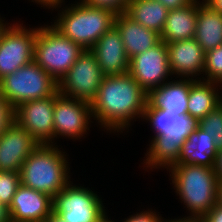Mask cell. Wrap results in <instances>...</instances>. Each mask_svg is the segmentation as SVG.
Returning <instances> with one entry per match:
<instances>
[{"label":"cell","instance_id":"1","mask_svg":"<svg viewBox=\"0 0 222 222\" xmlns=\"http://www.w3.org/2000/svg\"><path fill=\"white\" fill-rule=\"evenodd\" d=\"M148 98L149 94L129 73L104 76L90 103L93 120L104 131L121 134L131 126V120L143 119Z\"/></svg>","mask_w":222,"mask_h":222},{"label":"cell","instance_id":"2","mask_svg":"<svg viewBox=\"0 0 222 222\" xmlns=\"http://www.w3.org/2000/svg\"><path fill=\"white\" fill-rule=\"evenodd\" d=\"M57 146L40 144L28 156L19 172L20 184L54 198L70 182L68 155Z\"/></svg>","mask_w":222,"mask_h":222},{"label":"cell","instance_id":"3","mask_svg":"<svg viewBox=\"0 0 222 222\" xmlns=\"http://www.w3.org/2000/svg\"><path fill=\"white\" fill-rule=\"evenodd\" d=\"M175 192L189 211V217H204L216 204L218 179L215 168L175 164L169 169Z\"/></svg>","mask_w":222,"mask_h":222},{"label":"cell","instance_id":"4","mask_svg":"<svg viewBox=\"0 0 222 222\" xmlns=\"http://www.w3.org/2000/svg\"><path fill=\"white\" fill-rule=\"evenodd\" d=\"M62 7L51 26L61 35L90 50L100 37L114 26L116 15L111 11L87 6L81 0ZM64 8V9H63Z\"/></svg>","mask_w":222,"mask_h":222},{"label":"cell","instance_id":"5","mask_svg":"<svg viewBox=\"0 0 222 222\" xmlns=\"http://www.w3.org/2000/svg\"><path fill=\"white\" fill-rule=\"evenodd\" d=\"M84 49L51 25L38 27L34 61L57 82L68 72Z\"/></svg>","mask_w":222,"mask_h":222},{"label":"cell","instance_id":"6","mask_svg":"<svg viewBox=\"0 0 222 222\" xmlns=\"http://www.w3.org/2000/svg\"><path fill=\"white\" fill-rule=\"evenodd\" d=\"M58 82L35 61L0 80V93L16 108L20 104L53 96Z\"/></svg>","mask_w":222,"mask_h":222},{"label":"cell","instance_id":"7","mask_svg":"<svg viewBox=\"0 0 222 222\" xmlns=\"http://www.w3.org/2000/svg\"><path fill=\"white\" fill-rule=\"evenodd\" d=\"M69 182L54 198L53 211L66 222H98L106 209L100 197L91 189Z\"/></svg>","mask_w":222,"mask_h":222},{"label":"cell","instance_id":"8","mask_svg":"<svg viewBox=\"0 0 222 222\" xmlns=\"http://www.w3.org/2000/svg\"><path fill=\"white\" fill-rule=\"evenodd\" d=\"M104 76L95 55L90 50H84L58 82V92L91 103Z\"/></svg>","mask_w":222,"mask_h":222},{"label":"cell","instance_id":"9","mask_svg":"<svg viewBox=\"0 0 222 222\" xmlns=\"http://www.w3.org/2000/svg\"><path fill=\"white\" fill-rule=\"evenodd\" d=\"M38 27L10 24L0 38V80L34 61Z\"/></svg>","mask_w":222,"mask_h":222},{"label":"cell","instance_id":"10","mask_svg":"<svg viewBox=\"0 0 222 222\" xmlns=\"http://www.w3.org/2000/svg\"><path fill=\"white\" fill-rule=\"evenodd\" d=\"M91 118L93 116L89 102L56 92L53 112L54 141L60 136L73 140H80L83 135L85 138L87 130H90Z\"/></svg>","mask_w":222,"mask_h":222},{"label":"cell","instance_id":"11","mask_svg":"<svg viewBox=\"0 0 222 222\" xmlns=\"http://www.w3.org/2000/svg\"><path fill=\"white\" fill-rule=\"evenodd\" d=\"M128 73L148 94L167 82L172 75L166 43L160 41L154 47L130 58Z\"/></svg>","mask_w":222,"mask_h":222},{"label":"cell","instance_id":"12","mask_svg":"<svg viewBox=\"0 0 222 222\" xmlns=\"http://www.w3.org/2000/svg\"><path fill=\"white\" fill-rule=\"evenodd\" d=\"M55 99L56 93L48 98L24 102L15 108V122L40 144L56 145L53 121Z\"/></svg>","mask_w":222,"mask_h":222},{"label":"cell","instance_id":"13","mask_svg":"<svg viewBox=\"0 0 222 222\" xmlns=\"http://www.w3.org/2000/svg\"><path fill=\"white\" fill-rule=\"evenodd\" d=\"M40 145L15 121L0 136V171L19 173L23 162Z\"/></svg>","mask_w":222,"mask_h":222},{"label":"cell","instance_id":"14","mask_svg":"<svg viewBox=\"0 0 222 222\" xmlns=\"http://www.w3.org/2000/svg\"><path fill=\"white\" fill-rule=\"evenodd\" d=\"M52 205L48 194L20 184L9 205L11 222H45Z\"/></svg>","mask_w":222,"mask_h":222},{"label":"cell","instance_id":"15","mask_svg":"<svg viewBox=\"0 0 222 222\" xmlns=\"http://www.w3.org/2000/svg\"><path fill=\"white\" fill-rule=\"evenodd\" d=\"M171 75L177 78L201 80L196 77L203 74L205 52L194 39H186L166 44ZM202 72V73H201Z\"/></svg>","mask_w":222,"mask_h":222},{"label":"cell","instance_id":"16","mask_svg":"<svg viewBox=\"0 0 222 222\" xmlns=\"http://www.w3.org/2000/svg\"><path fill=\"white\" fill-rule=\"evenodd\" d=\"M90 51L95 55L105 76L129 72V58L126 55L120 32L115 26L104 33Z\"/></svg>","mask_w":222,"mask_h":222},{"label":"cell","instance_id":"17","mask_svg":"<svg viewBox=\"0 0 222 222\" xmlns=\"http://www.w3.org/2000/svg\"><path fill=\"white\" fill-rule=\"evenodd\" d=\"M143 119L150 122L153 136L168 135L176 141H185L198 127V121L189 114L172 115L154 107L149 101L145 106Z\"/></svg>","mask_w":222,"mask_h":222},{"label":"cell","instance_id":"18","mask_svg":"<svg viewBox=\"0 0 222 222\" xmlns=\"http://www.w3.org/2000/svg\"><path fill=\"white\" fill-rule=\"evenodd\" d=\"M114 26L120 32L129 59L154 47L161 41L160 34L137 23L126 13L116 16Z\"/></svg>","mask_w":222,"mask_h":222},{"label":"cell","instance_id":"19","mask_svg":"<svg viewBox=\"0 0 222 222\" xmlns=\"http://www.w3.org/2000/svg\"><path fill=\"white\" fill-rule=\"evenodd\" d=\"M191 78L165 82L149 94L148 101L172 115L187 114Z\"/></svg>","mask_w":222,"mask_h":222},{"label":"cell","instance_id":"20","mask_svg":"<svg viewBox=\"0 0 222 222\" xmlns=\"http://www.w3.org/2000/svg\"><path fill=\"white\" fill-rule=\"evenodd\" d=\"M199 7L200 1L194 0L184 7L169 10L161 41L169 44L194 38Z\"/></svg>","mask_w":222,"mask_h":222},{"label":"cell","instance_id":"21","mask_svg":"<svg viewBox=\"0 0 222 222\" xmlns=\"http://www.w3.org/2000/svg\"><path fill=\"white\" fill-rule=\"evenodd\" d=\"M218 149L214 138L199 127L196 128L181 146L176 164H194L215 168Z\"/></svg>","mask_w":222,"mask_h":222},{"label":"cell","instance_id":"22","mask_svg":"<svg viewBox=\"0 0 222 222\" xmlns=\"http://www.w3.org/2000/svg\"><path fill=\"white\" fill-rule=\"evenodd\" d=\"M221 103L222 93L218 83L191 79L187 114L199 121Z\"/></svg>","mask_w":222,"mask_h":222},{"label":"cell","instance_id":"23","mask_svg":"<svg viewBox=\"0 0 222 222\" xmlns=\"http://www.w3.org/2000/svg\"><path fill=\"white\" fill-rule=\"evenodd\" d=\"M194 39L205 53L222 45V14L200 2Z\"/></svg>","mask_w":222,"mask_h":222},{"label":"cell","instance_id":"24","mask_svg":"<svg viewBox=\"0 0 222 222\" xmlns=\"http://www.w3.org/2000/svg\"><path fill=\"white\" fill-rule=\"evenodd\" d=\"M185 141H176L168 135L154 136L149 144L144 167L152 169H168L178 162L181 146ZM146 165V166H145Z\"/></svg>","mask_w":222,"mask_h":222},{"label":"cell","instance_id":"25","mask_svg":"<svg viewBox=\"0 0 222 222\" xmlns=\"http://www.w3.org/2000/svg\"><path fill=\"white\" fill-rule=\"evenodd\" d=\"M169 10L156 0H130L126 14L161 35Z\"/></svg>","mask_w":222,"mask_h":222},{"label":"cell","instance_id":"26","mask_svg":"<svg viewBox=\"0 0 222 222\" xmlns=\"http://www.w3.org/2000/svg\"><path fill=\"white\" fill-rule=\"evenodd\" d=\"M198 127L214 138L218 150L222 149V103L200 119Z\"/></svg>","mask_w":222,"mask_h":222},{"label":"cell","instance_id":"27","mask_svg":"<svg viewBox=\"0 0 222 222\" xmlns=\"http://www.w3.org/2000/svg\"><path fill=\"white\" fill-rule=\"evenodd\" d=\"M206 76V79L204 77ZM202 80L219 83L222 79V45L205 53Z\"/></svg>","mask_w":222,"mask_h":222},{"label":"cell","instance_id":"28","mask_svg":"<svg viewBox=\"0 0 222 222\" xmlns=\"http://www.w3.org/2000/svg\"><path fill=\"white\" fill-rule=\"evenodd\" d=\"M19 185V173L0 171V202L9 207Z\"/></svg>","mask_w":222,"mask_h":222},{"label":"cell","instance_id":"29","mask_svg":"<svg viewBox=\"0 0 222 222\" xmlns=\"http://www.w3.org/2000/svg\"><path fill=\"white\" fill-rule=\"evenodd\" d=\"M92 8L111 11L116 16L126 13L130 0H81Z\"/></svg>","mask_w":222,"mask_h":222},{"label":"cell","instance_id":"30","mask_svg":"<svg viewBox=\"0 0 222 222\" xmlns=\"http://www.w3.org/2000/svg\"><path fill=\"white\" fill-rule=\"evenodd\" d=\"M14 117L15 108L0 93V136L13 124L15 121Z\"/></svg>","mask_w":222,"mask_h":222},{"label":"cell","instance_id":"31","mask_svg":"<svg viewBox=\"0 0 222 222\" xmlns=\"http://www.w3.org/2000/svg\"><path fill=\"white\" fill-rule=\"evenodd\" d=\"M163 217L159 216L158 213L155 211L153 212L152 209H148V211H140L136 214L130 215L129 218H125L122 222H165V218L162 220Z\"/></svg>","mask_w":222,"mask_h":222},{"label":"cell","instance_id":"32","mask_svg":"<svg viewBox=\"0 0 222 222\" xmlns=\"http://www.w3.org/2000/svg\"><path fill=\"white\" fill-rule=\"evenodd\" d=\"M203 218L207 222H222V207L216 204Z\"/></svg>","mask_w":222,"mask_h":222},{"label":"cell","instance_id":"33","mask_svg":"<svg viewBox=\"0 0 222 222\" xmlns=\"http://www.w3.org/2000/svg\"><path fill=\"white\" fill-rule=\"evenodd\" d=\"M163 4L168 10L184 7L194 0H156Z\"/></svg>","mask_w":222,"mask_h":222},{"label":"cell","instance_id":"34","mask_svg":"<svg viewBox=\"0 0 222 222\" xmlns=\"http://www.w3.org/2000/svg\"><path fill=\"white\" fill-rule=\"evenodd\" d=\"M32 2H35L41 7H46L48 9H56V8H61V3L63 4L64 0H32ZM43 5V6H42Z\"/></svg>","mask_w":222,"mask_h":222},{"label":"cell","instance_id":"35","mask_svg":"<svg viewBox=\"0 0 222 222\" xmlns=\"http://www.w3.org/2000/svg\"><path fill=\"white\" fill-rule=\"evenodd\" d=\"M215 173L218 181H222V149L218 150L217 160L215 162Z\"/></svg>","mask_w":222,"mask_h":222},{"label":"cell","instance_id":"36","mask_svg":"<svg viewBox=\"0 0 222 222\" xmlns=\"http://www.w3.org/2000/svg\"><path fill=\"white\" fill-rule=\"evenodd\" d=\"M0 222H11L9 207L0 202Z\"/></svg>","mask_w":222,"mask_h":222},{"label":"cell","instance_id":"37","mask_svg":"<svg viewBox=\"0 0 222 222\" xmlns=\"http://www.w3.org/2000/svg\"><path fill=\"white\" fill-rule=\"evenodd\" d=\"M213 10L222 14V0H204Z\"/></svg>","mask_w":222,"mask_h":222},{"label":"cell","instance_id":"38","mask_svg":"<svg viewBox=\"0 0 222 222\" xmlns=\"http://www.w3.org/2000/svg\"><path fill=\"white\" fill-rule=\"evenodd\" d=\"M165 222H201V217H183L179 219H171V220H166Z\"/></svg>","mask_w":222,"mask_h":222},{"label":"cell","instance_id":"39","mask_svg":"<svg viewBox=\"0 0 222 222\" xmlns=\"http://www.w3.org/2000/svg\"><path fill=\"white\" fill-rule=\"evenodd\" d=\"M45 222H66L60 214H57L55 211H51L50 215L47 217Z\"/></svg>","mask_w":222,"mask_h":222},{"label":"cell","instance_id":"40","mask_svg":"<svg viewBox=\"0 0 222 222\" xmlns=\"http://www.w3.org/2000/svg\"><path fill=\"white\" fill-rule=\"evenodd\" d=\"M217 204L222 207V181H218Z\"/></svg>","mask_w":222,"mask_h":222},{"label":"cell","instance_id":"41","mask_svg":"<svg viewBox=\"0 0 222 222\" xmlns=\"http://www.w3.org/2000/svg\"><path fill=\"white\" fill-rule=\"evenodd\" d=\"M5 20H3L1 17H0V38L4 32V30L10 25V23H4Z\"/></svg>","mask_w":222,"mask_h":222},{"label":"cell","instance_id":"42","mask_svg":"<svg viewBox=\"0 0 222 222\" xmlns=\"http://www.w3.org/2000/svg\"><path fill=\"white\" fill-rule=\"evenodd\" d=\"M107 216L108 215L105 214L98 222H114L110 218H108Z\"/></svg>","mask_w":222,"mask_h":222},{"label":"cell","instance_id":"43","mask_svg":"<svg viewBox=\"0 0 222 222\" xmlns=\"http://www.w3.org/2000/svg\"><path fill=\"white\" fill-rule=\"evenodd\" d=\"M218 85H219V87H220V90L222 89L221 87H222V79H221V81L218 83Z\"/></svg>","mask_w":222,"mask_h":222},{"label":"cell","instance_id":"44","mask_svg":"<svg viewBox=\"0 0 222 222\" xmlns=\"http://www.w3.org/2000/svg\"><path fill=\"white\" fill-rule=\"evenodd\" d=\"M201 222H207L204 218L201 217Z\"/></svg>","mask_w":222,"mask_h":222}]
</instances>
